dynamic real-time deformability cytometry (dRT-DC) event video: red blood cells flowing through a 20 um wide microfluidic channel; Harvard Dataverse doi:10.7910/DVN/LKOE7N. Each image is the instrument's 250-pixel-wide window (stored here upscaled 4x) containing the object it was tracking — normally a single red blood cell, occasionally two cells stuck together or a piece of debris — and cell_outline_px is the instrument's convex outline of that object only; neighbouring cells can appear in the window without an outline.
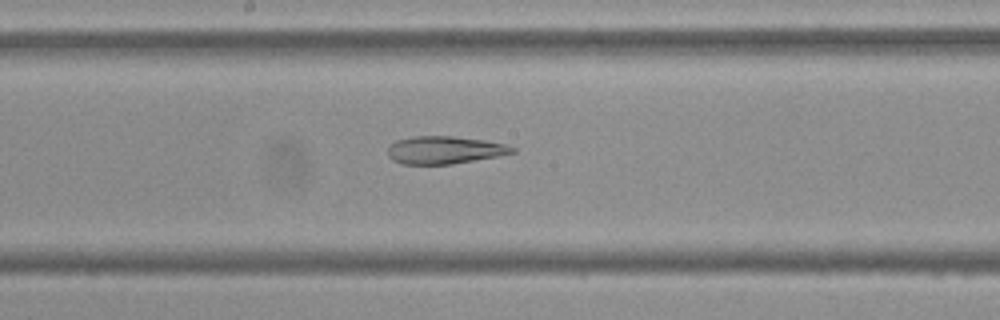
{"species": "Egyptian fruit bat (a non-hibernating species)", "species_latin": "Rousettus aegyptiacus", "temperature_condition": "cold", "stored_images_in_passage": 54, "camera_frame_rate_fps": 3000, "um_per_image_px": 0.085, "frame": {"image": 1, "passage_image": 28, "time_ms": 9.0, "image_size_px": [1000, 320], "cell_outline_px": [[516, 152], [496, 156], [452, 164], [400, 164], [392, 160], [388, 156], [388, 144], [396, 140], [412, 136], [452, 136], [484, 140], [504, 144], [516, 148]], "centroid_in_image_um": [37.73, 12.75], "position_along_channel_um": 210.5, "area_um2": 20.11}}
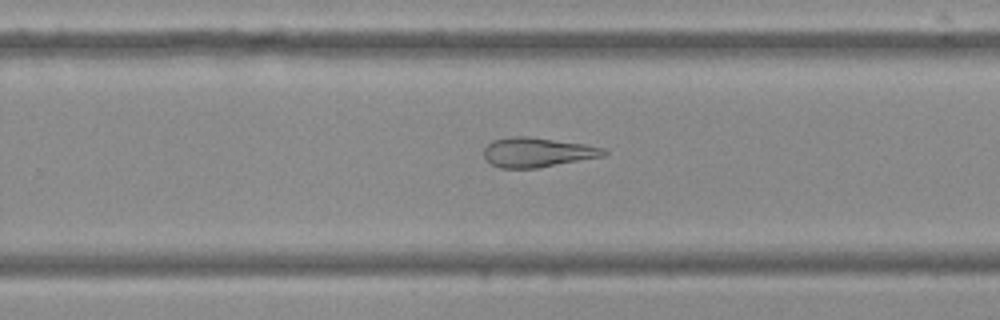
{"frame": {"image": 2, "passage_image": 34, "time_ms": 11.0, "image_size_px": [1000, 320], "cell_outline_px": [[608, 152], [604, 156], [536, 168], [500, 168], [492, 164], [484, 156], [484, 148], [492, 140], [516, 136], [524, 136], [584, 144], [604, 148]], "centroid_in_image_um": [45.67, 12.95], "position_along_channel_um": 284.1, "area_um2": 20.35}}
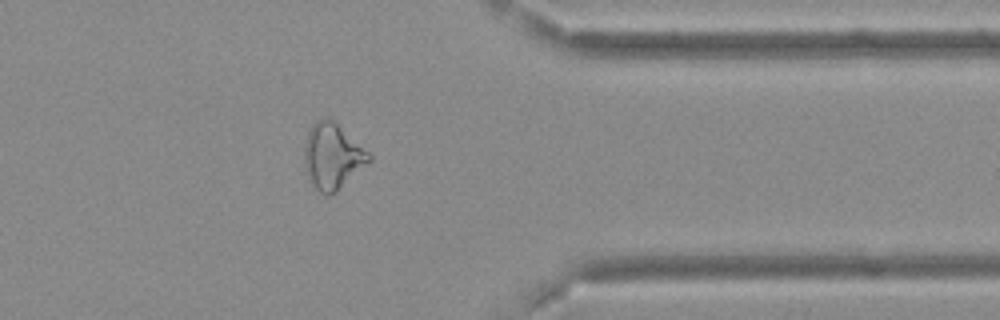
{"frame": {"image": 3, "passage_image": 43, "time_ms": 14.0, "image_size_px": [1000, 320], "cell_outline_px": [[372, 160], [336, 192], [328, 196], [324, 196], [312, 184], [308, 176], [304, 164], [304, 148], [308, 132], [312, 124], [316, 120], [332, 120], [368, 152], [372, 156]], "centroid_in_image_um": [28.24, 13.33], "position_along_channel_um": 383.2, "area_um2": 24.28}, "authors_computed_cell_mechanics": {"area_um2": 25.1141, "velocity_mm_per_s": 3.6979, "shape_relaxation_time_tau1_ms": null, "shape_relaxation_time_tau2_ms": 10.7756, "deformation_change_tau1": null, "deformation_change_tau2": 0.2536}}